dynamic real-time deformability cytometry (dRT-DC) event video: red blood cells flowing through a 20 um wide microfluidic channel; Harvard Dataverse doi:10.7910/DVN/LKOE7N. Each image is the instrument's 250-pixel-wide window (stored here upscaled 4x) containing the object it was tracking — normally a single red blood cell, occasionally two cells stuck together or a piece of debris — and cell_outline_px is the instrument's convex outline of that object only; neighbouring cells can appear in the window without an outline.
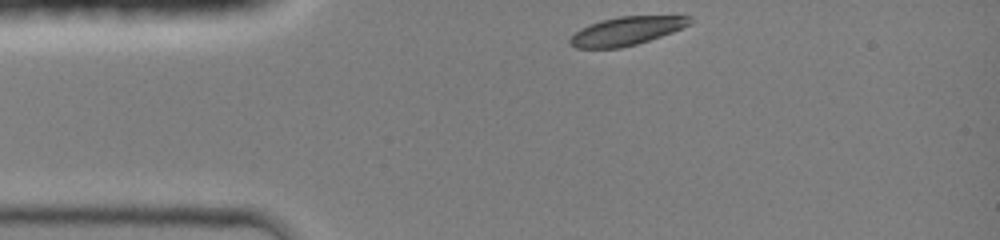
{"species": "common noctule bat (a hibernating species)", "species_latin": "Nyctalus noctula", "temperature_condition": "room temperature", "stored_images_in_passage": 8, "camera_frame_rate_fps": 3000, "um_per_image_px": 0.085, "animal": {"sex": "female", "body_mass_g": 19.0, "forearm_length_mm": 51.5}, "frame": {"image": 1, "passage_image": 1, "time_ms": 0.0, "image_size_px": [1000, 240], "cell_outline_px": [[692, 20], [688, 24], [672, 32], [636, 44], [620, 48], [576, 48], [568, 44], [568, 40], [580, 28], [604, 20], [620, 16], [692, 16]], "centroid_in_image_um": [53.21, 2.64], "position_along_channel_um": 31.8, "area_um2": 19.48}}